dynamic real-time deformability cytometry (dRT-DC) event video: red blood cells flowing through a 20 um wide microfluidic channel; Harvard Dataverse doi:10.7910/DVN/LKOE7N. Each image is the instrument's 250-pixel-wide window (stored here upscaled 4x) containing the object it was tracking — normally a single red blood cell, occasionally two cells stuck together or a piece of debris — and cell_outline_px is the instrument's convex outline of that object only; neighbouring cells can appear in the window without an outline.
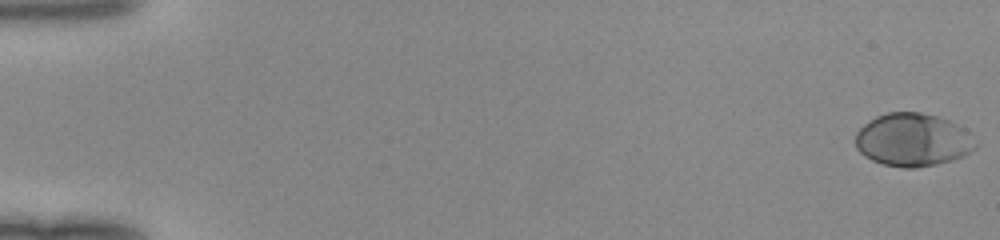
{"species": "human", "species_latin": "Homo sapiens", "temperature_condition": "room temperature", "stored_images_in_passage": 50, "camera_frame_rate_fps": 3000, "um_per_image_px": 0.085, "donor": {"sex": "female"}, "frame": {"image": 1, "passage_image": 1, "time_ms": 0.0, "image_size_px": [1000, 240], "cell_outline_px": [[980, 144], [976, 148], [964, 156], [952, 160], [936, 164], [916, 168], [904, 168], [884, 164], [872, 160], [864, 156], [856, 148], [856, 132], [868, 120], [876, 116], [888, 112], [920, 112], [936, 116], [948, 120], [972, 132]], "centroid_in_image_um": [77.64, 11.89], "position_along_channel_um": 7.4, "area_um2": 37.57}}
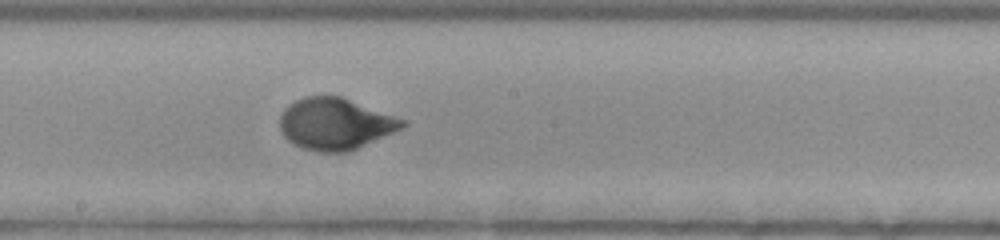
{"frame": {"image": 2, "passage_image": 29, "time_ms": 9.333, "image_size_px": [1000, 240], "cell_outline_px": [[408, 124], [392, 132], [348, 152], [320, 152], [304, 148], [288, 140], [284, 136], [280, 128], [280, 116], [284, 108], [288, 104], [304, 96], [340, 96], [408, 120]], "centroid_in_image_um": [28.49, 10.51], "position_along_channel_um": 219.7, "area_um2": 36.59}}
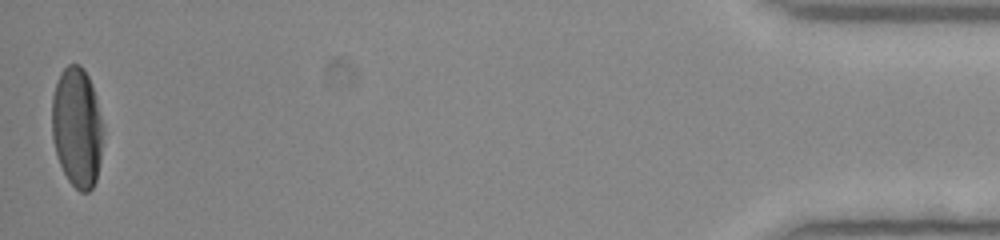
{"frame": {"image": 3, "passage_image": 50, "time_ms": 16.333, "image_size_px": [1000, 240], "cell_outline_px": [[104, 132], [100, 160], [96, 180], [92, 188], [88, 192], [80, 192], [68, 180], [60, 164], [52, 140], [52, 96], [60, 72], [68, 64], [80, 64], [84, 68], [92, 84], [96, 96], [104, 128]], "centroid_in_image_um": [6.56, 10.8], "position_along_channel_um": 428.6, "area_um2": 36.18}}